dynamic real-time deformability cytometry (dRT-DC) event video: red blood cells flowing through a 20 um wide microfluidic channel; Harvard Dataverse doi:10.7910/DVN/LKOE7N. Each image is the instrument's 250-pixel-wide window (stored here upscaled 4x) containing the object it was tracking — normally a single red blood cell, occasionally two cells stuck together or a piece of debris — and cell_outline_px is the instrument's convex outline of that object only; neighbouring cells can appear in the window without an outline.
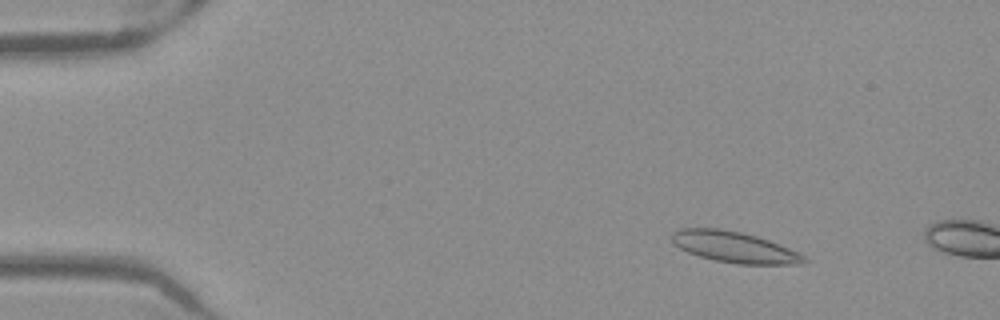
{"species": "Egyptian fruit bat (a non-hibernating species)", "species_latin": "Rousettus aegyptiacus", "temperature_condition": "warm", "stored_images_in_passage": 11, "camera_frame_rate_fps": 3000, "um_per_image_px": 0.085, "frame": {"image": 1, "passage_image": 8, "time_ms": 2.333, "image_size_px": [1000, 320], "cell_outline_px": [[808, 260], [800, 264], [740, 264], [716, 260], [700, 256], [688, 252], [680, 248], [672, 240], [672, 232], [680, 228], [720, 228], [740, 232], [756, 236], [768, 240], [800, 252]], "centroid_in_image_um": [62.43, 20.99], "position_along_channel_um": 22.6, "area_um2": 23.64}}